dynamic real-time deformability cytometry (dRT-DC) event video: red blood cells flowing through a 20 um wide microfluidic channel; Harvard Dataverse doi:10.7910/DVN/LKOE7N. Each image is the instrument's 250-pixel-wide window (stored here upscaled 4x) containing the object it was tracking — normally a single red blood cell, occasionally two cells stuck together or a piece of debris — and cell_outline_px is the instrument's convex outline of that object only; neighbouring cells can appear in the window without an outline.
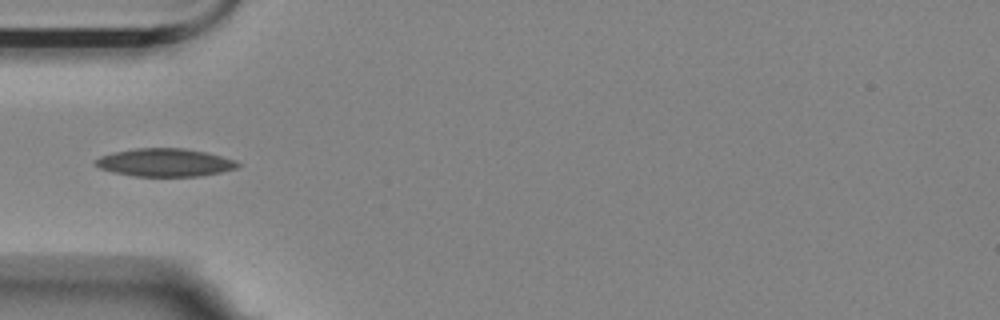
{"species": "Egyptian fruit bat (a non-hibernating species)", "species_latin": "Rousettus aegyptiacus", "temperature_condition": "room temperature", "stored_images_in_passage": 7, "camera_frame_rate_fps": 3000, "um_per_image_px": 0.085, "animal": {"sex": "female"}, "frame": {"image": 1, "passage_image": 4, "time_ms": 1.0, "image_size_px": [1000, 320], "cell_outline_px": [[240, 164], [236, 168], [220, 172], [200, 176], [136, 176], [116, 172], [100, 168], [96, 164], [96, 160], [100, 156], [116, 152], [136, 148], [184, 148], [204, 152], [236, 160]], "centroid_in_image_um": [14.05, 13.81], "position_along_channel_um": 71.0, "area_um2": 22.77}}
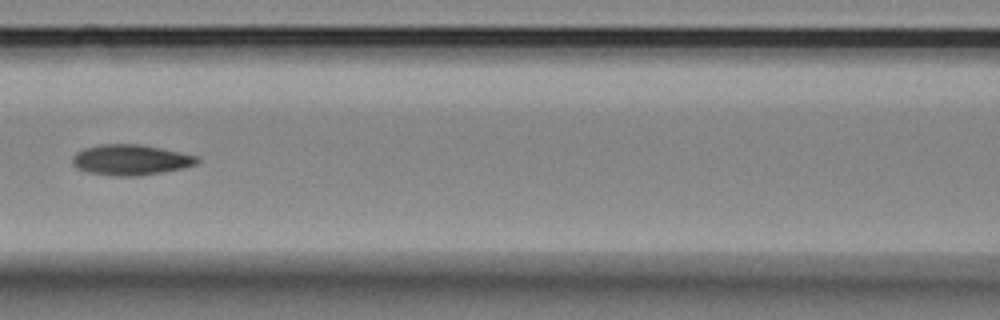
{"frame": {"image": 2, "passage_image": 6, "time_ms": 1.667, "image_size_px": [1000, 320], "cell_outline_px": [[200, 160], [196, 164], [184, 168], [140, 176], [112, 176], [88, 172], [76, 168], [72, 164], [72, 156], [76, 152], [84, 148], [104, 144], [140, 144], [200, 156]], "centroid_in_image_um": [11.11, 13.59], "position_along_channel_um": 155.5, "area_um2": 22.37}}
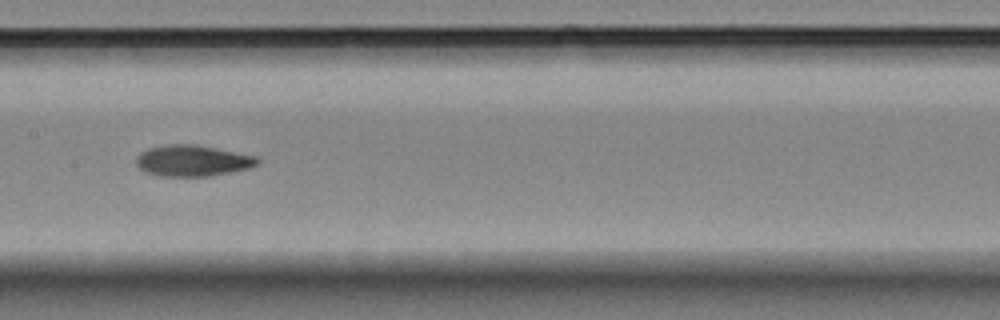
{"frame": {"image": 3, "passage_image": 7, "time_ms": 2.0, "image_size_px": [1000, 320], "cell_outline_px": [[260, 164], [248, 168], [208, 176], [160, 176], [144, 172], [136, 164], [136, 156], [140, 152], [148, 148], [168, 144], [192, 144], [216, 148], [256, 156], [260, 160]], "centroid_in_image_um": [16.34, 13.65], "position_along_channel_um": 191.1, "area_um2": 21.96}}